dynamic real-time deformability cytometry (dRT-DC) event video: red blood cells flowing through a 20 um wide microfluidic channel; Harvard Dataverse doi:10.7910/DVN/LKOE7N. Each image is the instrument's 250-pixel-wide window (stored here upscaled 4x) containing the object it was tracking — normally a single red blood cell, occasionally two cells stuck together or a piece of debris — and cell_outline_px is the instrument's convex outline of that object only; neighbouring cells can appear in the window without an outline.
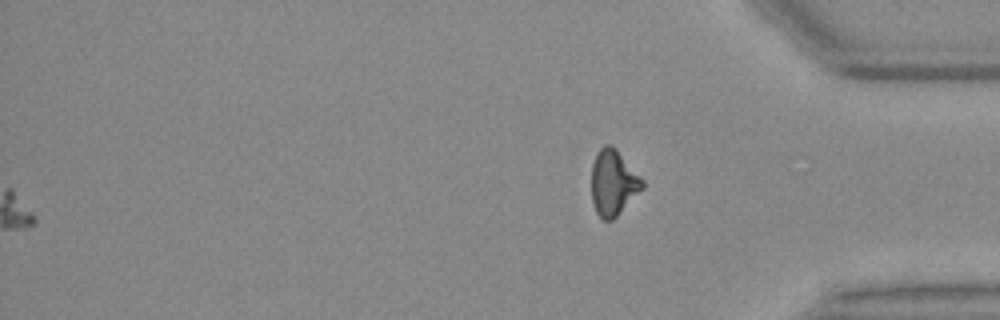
{"species": "Egyptian fruit bat (a non-hibernating species)", "species_latin": "Rousettus aegyptiacus", "temperature_condition": "warm", "stored_images_in_passage": 59, "camera_frame_rate_fps": 3000, "um_per_image_px": 0.085, "animal": {"sex": "female"}, "frame": {"image": 1, "passage_image": 59, "time_ms": 19.333, "image_size_px": [1000, 320], "cell_outline_px": [[644, 188], [612, 220], [604, 220], [596, 212], [592, 200], [592, 164], [596, 152], [604, 144], [608, 144], [616, 148], [644, 180]], "centroid_in_image_um": [52.13, 15.5], "position_along_channel_um": 383.1, "area_um2": 19.42}}